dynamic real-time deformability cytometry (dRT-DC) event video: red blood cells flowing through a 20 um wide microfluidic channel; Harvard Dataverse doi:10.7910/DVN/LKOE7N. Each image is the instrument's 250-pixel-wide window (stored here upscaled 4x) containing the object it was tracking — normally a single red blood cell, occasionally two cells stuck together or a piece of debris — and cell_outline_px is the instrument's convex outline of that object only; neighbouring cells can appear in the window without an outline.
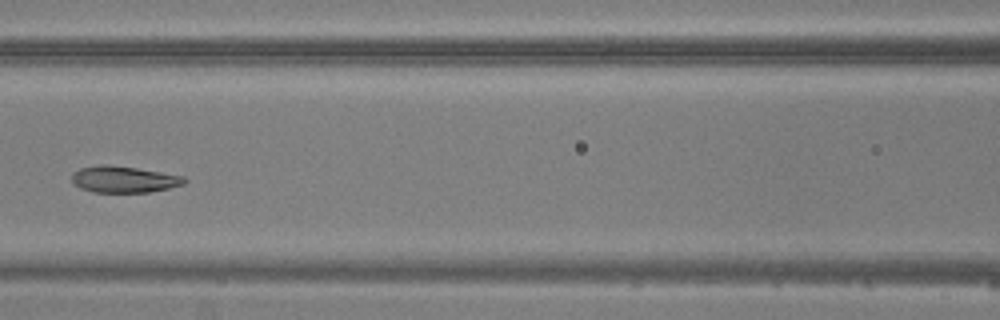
{"species": "common noctule bat (a hibernating species)", "species_latin": "Nyctalus noctula", "temperature_condition": "warm", "stored_images_in_passage": 7, "camera_frame_rate_fps": 3000, "um_per_image_px": 0.085, "animal": {"sex": "male", "body_mass_g": 20.5, "forearm_length_mm": 52.5}, "frame": {"image": 1, "passage_image": 7, "time_ms": 7.0, "image_size_px": [1000, 320], "cell_outline_px": [[188, 180], [184, 184], [168, 188], [148, 192], [92, 192], [80, 188], [72, 184], [72, 172], [80, 168], [104, 164], [136, 168], [184, 176]], "centroid_in_image_um": [10.5, 15.25], "position_along_channel_um": 156.1, "area_um2": 17.34}}